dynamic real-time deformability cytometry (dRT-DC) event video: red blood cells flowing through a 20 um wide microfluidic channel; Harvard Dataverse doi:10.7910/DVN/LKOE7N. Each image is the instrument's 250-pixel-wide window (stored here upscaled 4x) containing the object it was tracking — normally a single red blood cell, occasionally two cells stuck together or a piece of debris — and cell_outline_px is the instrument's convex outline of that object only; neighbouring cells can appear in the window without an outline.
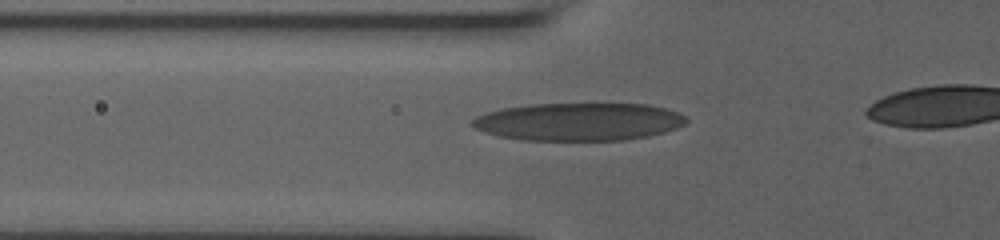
{"species": "human", "species_latin": "Homo sapiens", "temperature_condition": "room temperature", "stored_images_in_passage": 39, "camera_frame_rate_fps": 3000, "um_per_image_px": 0.085, "donor": {"sex": "male"}, "frame": {"image": 1, "passage_image": 11, "time_ms": 3.333, "image_size_px": [1000, 240], "cell_outline_px": [[688, 120], [684, 124], [676, 128], [664, 132], [648, 136], [624, 140], [520, 140], [500, 136], [484, 132], [476, 128], [472, 124], [472, 120], [476, 116], [500, 108], [532, 104], [648, 104], [668, 108], [680, 112]], "centroid_in_image_um": [49.22, 10.34], "position_along_channel_um": 76.6, "area_um2": 47.22}}
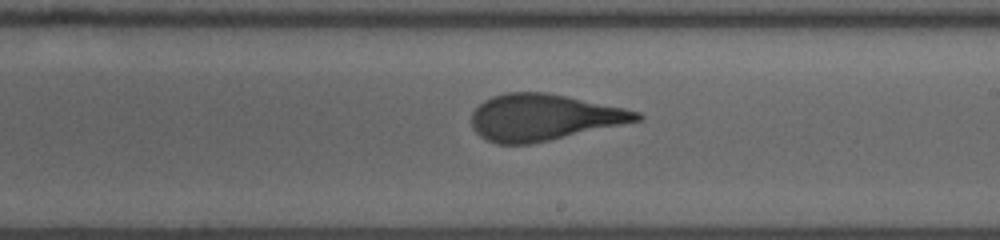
{"frame": {"image": 2, "passage_image": 24, "time_ms": 7.667, "image_size_px": [1000, 240], "cell_outline_px": [[644, 116], [640, 120], [548, 140], [528, 144], [496, 144], [480, 136], [472, 128], [472, 112], [484, 100], [492, 96], [504, 92], [544, 92], [568, 96], [624, 108], [640, 112]], "centroid_in_image_um": [46.17, 9.96], "position_along_channel_um": 242.8, "area_um2": 44.27}}
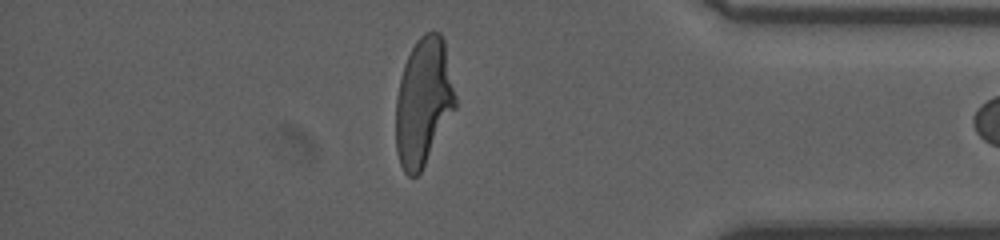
{"frame": {"image": 3, "passage_image": 38, "time_ms": 12.333, "image_size_px": [1000, 240], "cell_outline_px": [[456, 108], [420, 172], [416, 176], [408, 176], [404, 172], [400, 164], [396, 152], [396, 100], [400, 80], [404, 64], [416, 40], [424, 32], [440, 32], [444, 40], [456, 96]], "centroid_in_image_um": [35.99, 8.65], "position_along_channel_um": 399.2, "area_um2": 44.16}}